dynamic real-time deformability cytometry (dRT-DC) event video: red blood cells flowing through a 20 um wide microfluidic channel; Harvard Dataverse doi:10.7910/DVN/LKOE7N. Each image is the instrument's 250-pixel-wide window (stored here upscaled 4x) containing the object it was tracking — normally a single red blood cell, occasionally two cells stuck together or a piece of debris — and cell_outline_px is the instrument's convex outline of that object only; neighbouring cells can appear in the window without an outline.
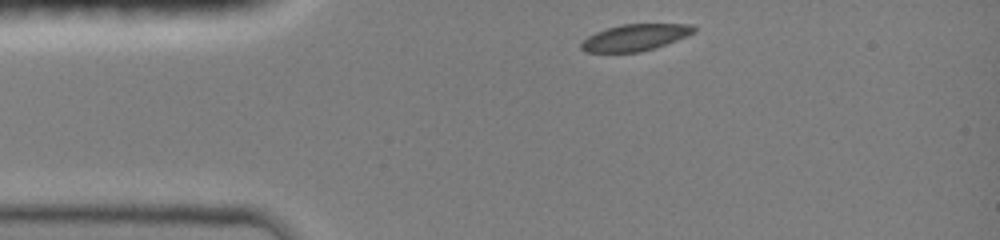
{"species": "common noctule bat (a hibernating species)", "species_latin": "Nyctalus noctula", "temperature_condition": "room temperature", "stored_images_in_passage": 34, "camera_frame_rate_fps": 3000, "um_per_image_px": 0.085, "animal": {"sex": "female", "body_mass_g": 19.0, "forearm_length_mm": 51.5}, "frame": {"image": 1, "passage_image": 1, "time_ms": 0.0, "image_size_px": [1000, 240], "cell_outline_px": [[696, 32], [688, 36], [640, 52], [584, 52], [580, 48], [580, 44], [588, 36], [596, 32], [620, 24], [692, 24], [696, 28]], "centroid_in_image_um": [53.98, 3.18], "position_along_channel_um": 31.0, "area_um2": 17.34}}
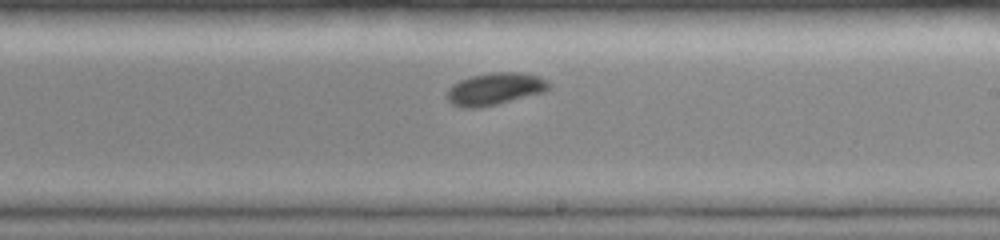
{"frame": {"image": 2, "passage_image": 20, "time_ms": 6.333, "image_size_px": [1000, 240], "cell_outline_px": [[548, 88], [544, 92], [480, 108], [464, 108], [452, 104], [448, 100], [448, 88], [452, 84], [460, 80], [472, 76], [492, 72], [520, 72], [536, 76], [544, 80], [548, 84]], "centroid_in_image_um": [42.01, 7.56], "position_along_channel_um": 247.0, "area_um2": 18.79}}
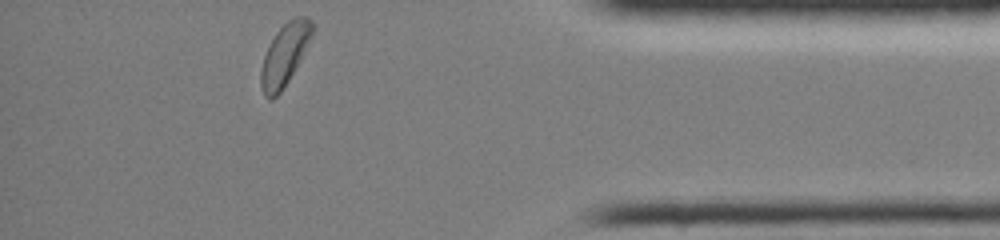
{"frame": {"image": 3, "passage_image": 34, "time_ms": 11.0, "image_size_px": [1000, 240], "cell_outline_px": [[312, 36], [300, 60], [288, 80], [280, 92], [272, 100], [268, 100], [264, 96], [260, 84], [260, 72], [264, 56], [276, 32], [288, 20], [296, 16], [308, 16], [312, 20]], "centroid_in_image_um": [24.19, 4.65], "position_along_channel_um": 411.0, "area_um2": 18.21}, "authors_computed_cell_mechanics": {"area_um2": 18.6116, "velocity_mm_per_s": 3.9874, "shape_relaxation_time_tau1_ms": 2.1955, "shape_relaxation_time_tau2_ms": null, "deformation_change_tau1": 0.1163, "deformation_change_tau2": null}}